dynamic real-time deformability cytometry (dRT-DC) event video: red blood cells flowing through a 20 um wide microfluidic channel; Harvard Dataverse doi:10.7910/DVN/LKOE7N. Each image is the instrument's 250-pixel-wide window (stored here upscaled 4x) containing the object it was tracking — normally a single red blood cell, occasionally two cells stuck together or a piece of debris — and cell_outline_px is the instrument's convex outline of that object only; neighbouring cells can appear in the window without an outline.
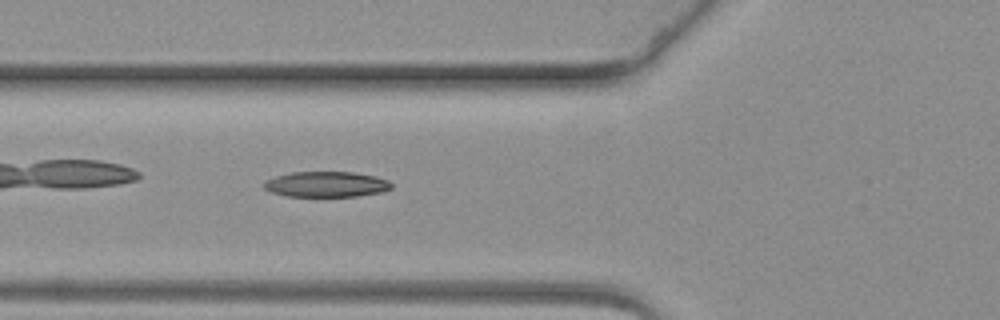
{"species": "common noctule bat (a hibernating species)", "species_latin": "Nyctalus noctula", "temperature_condition": "warm", "stored_images_in_passage": 43, "camera_frame_rate_fps": 3000, "um_per_image_px": 0.085, "animal": {"sex": "female", "body_mass_g": 19.3, "forearm_length_mm": 54.1}, "frame": {"image": 1, "passage_image": 5, "time_ms": 1.333, "image_size_px": [1000, 320], "cell_outline_px": [[392, 188], [380, 192], [356, 196], [284, 196], [272, 192], [264, 188], [264, 180], [276, 176], [292, 172], [352, 172], [376, 176], [388, 180], [392, 184]], "centroid_in_image_um": [27.72, 15.66], "position_along_channel_um": 98.1, "area_um2": 18.9}}
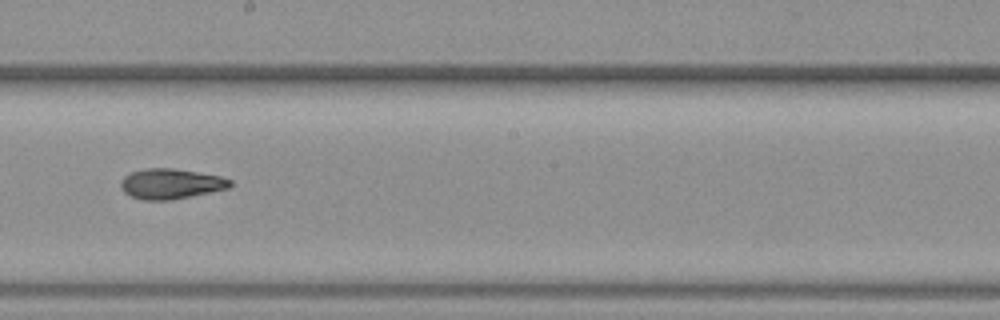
{"frame": {"image": 2, "passage_image": 17, "time_ms": 5.333, "image_size_px": [1000, 320], "cell_outline_px": [[232, 184], [228, 188], [172, 200], [140, 200], [124, 192], [120, 188], [120, 180], [124, 176], [132, 172], [144, 168], [172, 168], [220, 176], [232, 180]], "centroid_in_image_um": [14.48, 15.62], "position_along_channel_um": 233.7, "area_um2": 19.25}}
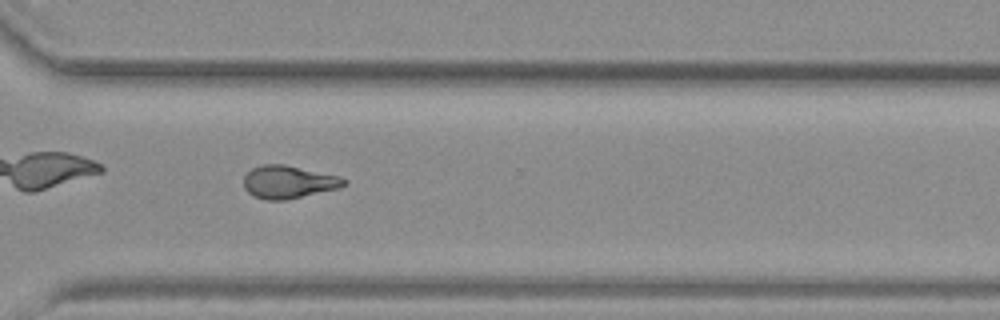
{"frame": {"image": 3, "passage_image": 27, "time_ms": 8.667, "image_size_px": [1000, 320], "cell_outline_px": [[348, 184], [340, 188], [284, 200], [264, 200], [248, 192], [244, 188], [244, 176], [252, 168], [264, 164], [284, 164], [340, 176], [348, 180]], "centroid_in_image_um": [24.55, 15.46], "position_along_channel_um": 346.0, "area_um2": 19.19}}